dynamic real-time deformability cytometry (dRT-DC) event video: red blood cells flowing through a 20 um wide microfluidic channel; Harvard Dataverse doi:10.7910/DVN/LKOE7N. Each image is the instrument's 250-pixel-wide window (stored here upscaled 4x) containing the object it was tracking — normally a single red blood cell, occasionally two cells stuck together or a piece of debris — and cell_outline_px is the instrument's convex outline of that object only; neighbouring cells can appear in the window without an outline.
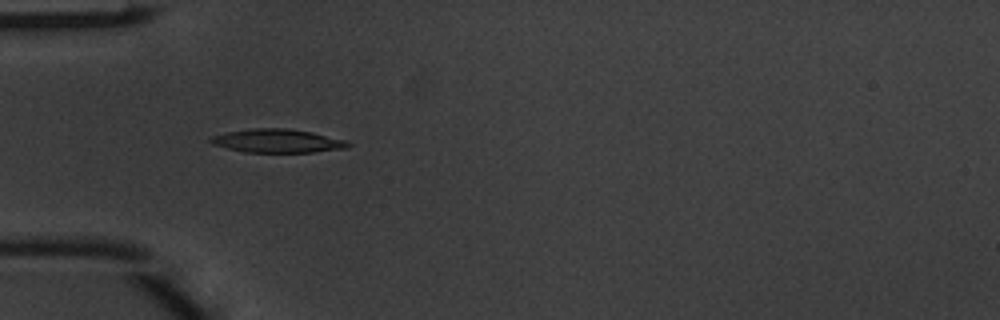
{"species": "common noctule bat (a hibernating species)", "species_latin": "Nyctalus noctula", "temperature_condition": "warm", "stored_images_in_passage": 6, "camera_frame_rate_fps": 3000, "um_per_image_px": 0.085, "animal": {"sex": "male", "body_mass_g": 20.1, "forearm_length_mm": 53.5}, "frame": {"image": 1, "passage_image": 4, "time_ms": 1.0, "image_size_px": [1000, 320], "cell_outline_px": [[352, 144], [348, 148], [312, 152], [244, 152], [212, 144], [208, 140], [212, 136], [228, 132], [252, 128], [288, 128], [312, 132], [344, 140]], "centroid_in_image_um": [23.58, 11.97], "position_along_channel_um": 61.4, "area_um2": 18.73}}
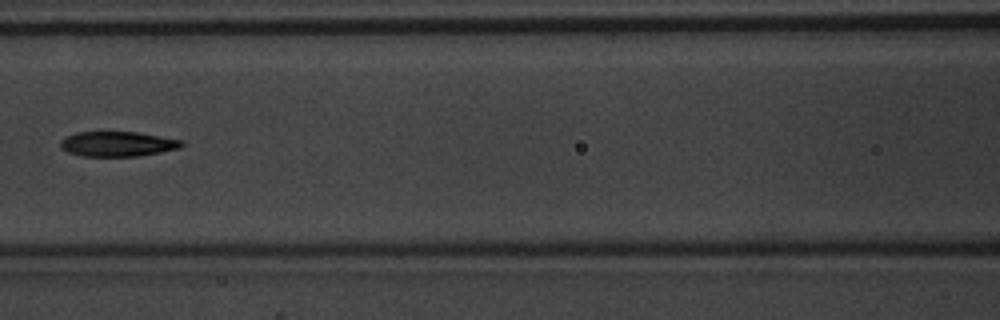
{"frame": {"image": 2, "passage_image": 6, "time_ms": 1.667, "image_size_px": [1000, 320], "cell_outline_px": [[184, 144], [180, 148], [140, 156], [84, 156], [68, 152], [60, 148], [60, 140], [76, 132], [136, 132], [184, 140]], "centroid_in_image_um": [10.01, 12.23], "position_along_channel_um": 156.6, "area_um2": 17.63}}